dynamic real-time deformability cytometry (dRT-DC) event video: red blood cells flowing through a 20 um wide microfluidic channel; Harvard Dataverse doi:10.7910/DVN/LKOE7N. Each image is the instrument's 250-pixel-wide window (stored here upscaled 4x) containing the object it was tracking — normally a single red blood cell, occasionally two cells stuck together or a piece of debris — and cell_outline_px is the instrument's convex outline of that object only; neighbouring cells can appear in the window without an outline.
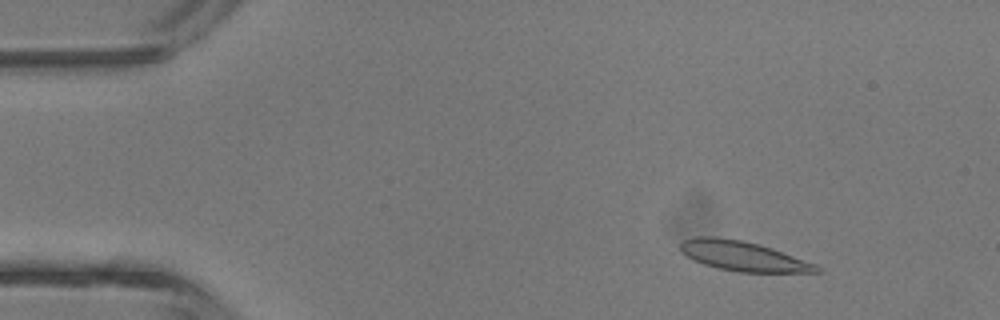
{"species": "common noctule bat (a hibernating species)", "species_latin": "Nyctalus noctula", "temperature_condition": "room temperature", "stored_images_in_passage": 3, "camera_frame_rate_fps": 3000, "um_per_image_px": 0.085, "animal": {"sex": "male", "body_mass_g": 13.3}, "frame": {"image": 1, "passage_image": 1, "time_ms": 0.0, "image_size_px": [1000, 320], "cell_outline_px": [[824, 272], [740, 272], [716, 268], [692, 260], [680, 248], [680, 240], [696, 236], [716, 236], [740, 240], [772, 248], [816, 264], [824, 268]], "centroid_in_image_um": [63.16, 21.77], "position_along_channel_um": 21.8, "area_um2": 23.64}}
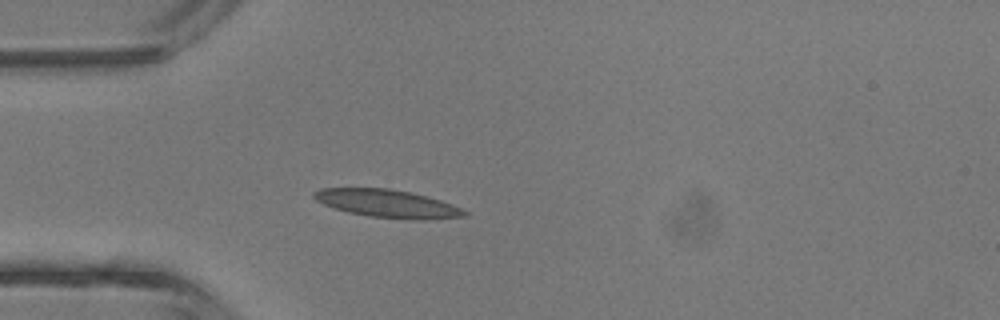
{"frame": {"image": 2, "passage_image": 3, "time_ms": 2.333, "image_size_px": [1000, 320], "cell_outline_px": [[468, 216], [424, 220], [412, 220], [368, 216], [348, 212], [332, 208], [316, 200], [312, 196], [312, 192], [320, 188], [388, 188], [408, 192], [440, 200], [452, 204], [468, 212]], "centroid_in_image_um": [32.91, 17.31], "position_along_channel_um": 52.1, "area_um2": 24.51}}